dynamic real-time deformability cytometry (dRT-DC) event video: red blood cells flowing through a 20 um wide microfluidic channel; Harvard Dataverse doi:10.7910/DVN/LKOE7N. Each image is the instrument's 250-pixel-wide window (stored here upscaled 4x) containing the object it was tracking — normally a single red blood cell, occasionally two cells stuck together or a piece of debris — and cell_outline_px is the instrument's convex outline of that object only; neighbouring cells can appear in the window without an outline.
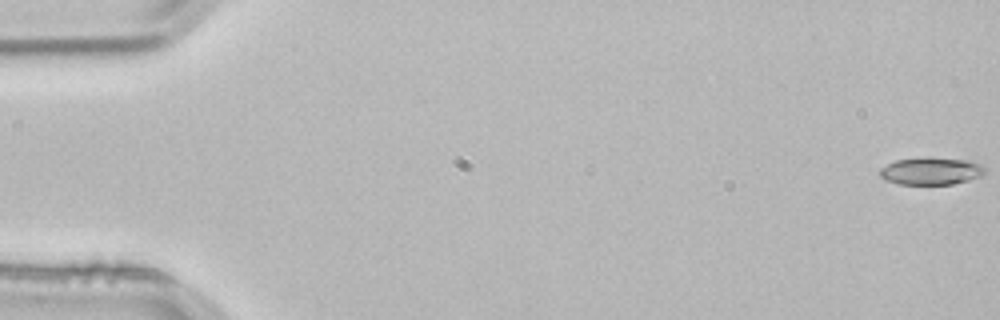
{"species": "common noctule bat (a hibernating species)", "species_latin": "Nyctalus noctula", "temperature_condition": "room temperature", "stored_images_in_passage": 54, "camera_frame_rate_fps": 3000, "um_per_image_px": 0.085, "animal": {"sex": "male", "body_mass_g": 21.5, "forearm_length_mm": 52.0}, "frame": {"image": 1, "passage_image": 1, "time_ms": 0.0, "image_size_px": [1000, 320], "cell_outline_px": [[984, 172], [980, 176], [968, 180], [952, 184], [900, 184], [884, 180], [880, 176], [880, 168], [896, 160], [920, 156], [924, 156], [972, 160], [980, 164], [984, 168]], "centroid_in_image_um": [79.12, 14.51], "position_along_channel_um": 5.9, "area_um2": 16.99}}
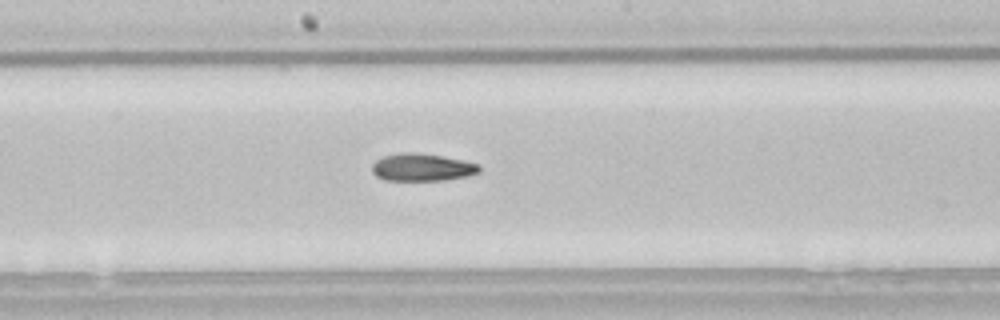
{"frame": {"image": 2, "passage_image": 29, "time_ms": 9.333, "image_size_px": [1000, 320], "cell_outline_px": [[480, 172], [468, 176], [444, 180], [388, 180], [376, 176], [372, 172], [372, 164], [376, 160], [384, 156], [400, 152], [416, 152], [464, 160], [480, 164]], "centroid_in_image_um": [35.89, 14.21], "position_along_channel_um": 212.3, "area_um2": 17.22}}
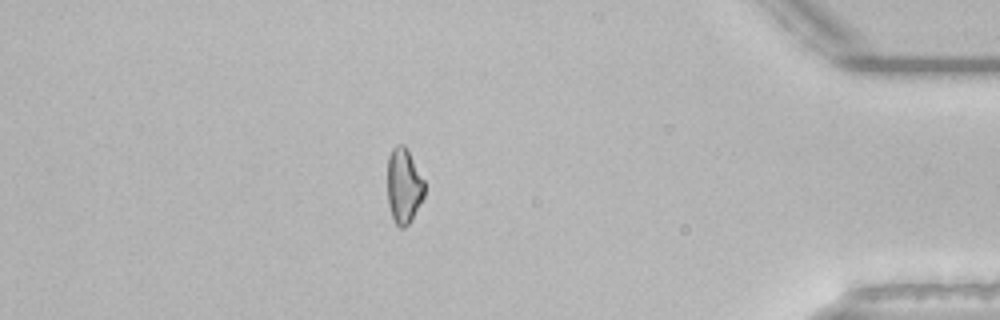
{"frame": {"image": 3, "passage_image": 47, "time_ms": 15.333, "image_size_px": [1000, 320], "cell_outline_px": [[424, 196], [408, 224], [404, 228], [400, 228], [396, 224], [392, 216], [388, 204], [388, 156], [392, 148], [396, 144], [404, 144], [424, 180]], "centroid_in_image_um": [34.31, 15.78], "position_along_channel_um": 400.9, "area_um2": 16.01}}